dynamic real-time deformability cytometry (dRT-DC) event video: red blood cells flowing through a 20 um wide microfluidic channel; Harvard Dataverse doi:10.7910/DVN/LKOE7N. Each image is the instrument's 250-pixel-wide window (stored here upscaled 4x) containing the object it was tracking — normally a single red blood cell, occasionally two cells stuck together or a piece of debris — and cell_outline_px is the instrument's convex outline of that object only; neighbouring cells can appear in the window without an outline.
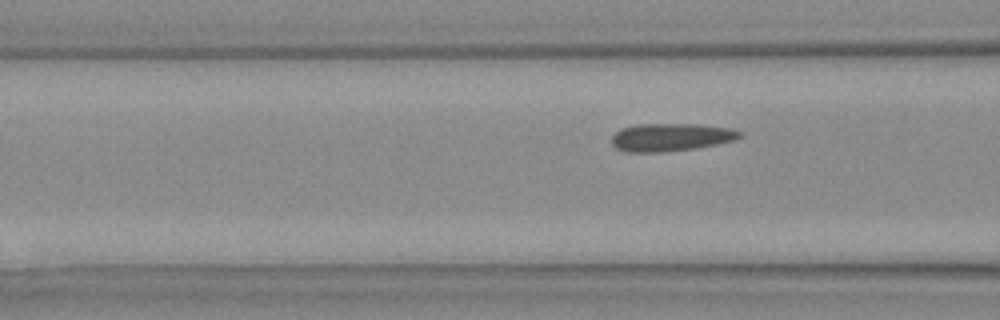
{"species": "Egyptian fruit bat (a non-hibernating species)", "species_latin": "Rousettus aegyptiacus", "temperature_condition": "warm", "stored_images_in_passage": 6, "camera_frame_rate_fps": 3000, "um_per_image_px": 0.085, "animal": {"sex": "female"}, "frame": {"image": 1, "passage_image": 6, "time_ms": 1.667, "image_size_px": [1000, 320], "cell_outline_px": [[740, 136], [736, 140], [716, 144], [692, 148], [660, 152], [628, 152], [616, 148], [612, 144], [612, 136], [620, 128], [640, 124], [700, 124], [732, 128], [740, 132]], "centroid_in_image_um": [57.01, 11.65], "position_along_channel_um": 109.6, "area_um2": 20.63}}